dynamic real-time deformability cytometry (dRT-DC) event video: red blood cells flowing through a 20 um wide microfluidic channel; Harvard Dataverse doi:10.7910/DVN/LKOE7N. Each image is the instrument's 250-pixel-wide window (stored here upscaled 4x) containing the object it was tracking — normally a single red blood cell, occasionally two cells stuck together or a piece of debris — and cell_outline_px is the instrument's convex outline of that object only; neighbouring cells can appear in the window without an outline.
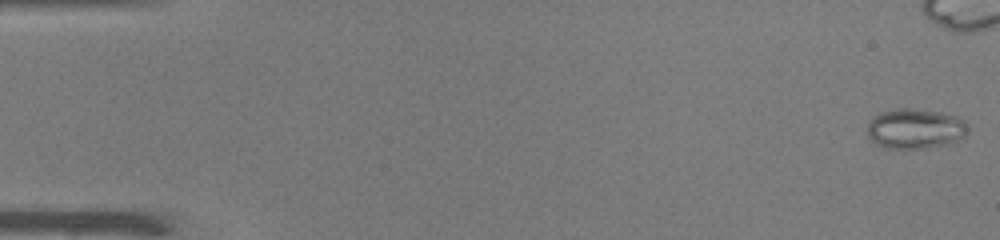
{"species": "common noctule bat (a hibernating species)", "species_latin": "Nyctalus noctula", "temperature_condition": "warm", "stored_images_in_passage": 52, "camera_frame_rate_fps": 3000, "um_per_image_px": 0.085, "animal": {"sex": "male", "body_mass_g": 19.0, "forearm_length_mm": 50.8}, "frame": {"image": 1, "passage_image": 1, "time_ms": 0.0, "image_size_px": [1000, 240], "cell_outline_px": [[968, 132], [964, 136], [956, 140], [944, 144], [928, 148], [884, 148], [876, 144], [868, 136], [868, 124], [872, 116], [896, 108], [912, 108], [940, 112], [956, 116], [964, 120], [968, 128]], "centroid_in_image_um": [77.78, 10.93], "position_along_channel_um": 7.2, "area_um2": 23.41}}
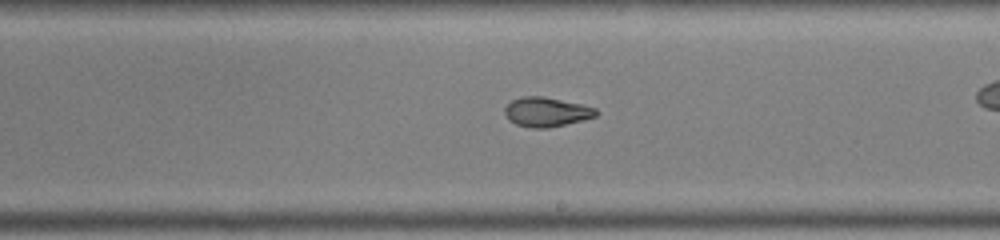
{"frame": {"image": 2, "passage_image": 30, "time_ms": 9.667, "image_size_px": [1000, 240], "cell_outline_px": [[600, 112], [596, 116], [564, 124], [544, 128], [532, 128], [516, 124], [508, 120], [504, 112], [504, 108], [512, 100], [524, 96], [544, 96], [580, 104], [596, 108]], "centroid_in_image_um": [46.42, 9.51], "position_along_channel_um": 242.6, "area_um2": 15.49}}
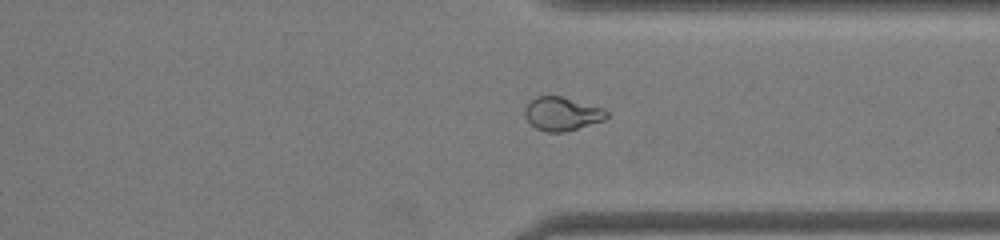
{"frame": {"image": 3, "passage_image": 39, "time_ms": 12.667, "image_size_px": [1000, 240], "cell_outline_px": [[608, 116], [604, 120], [564, 132], [548, 132], [536, 128], [524, 116], [524, 112], [528, 104], [536, 96], [560, 96], [604, 108], [608, 112]], "centroid_in_image_um": [47.78, 9.67], "position_along_channel_um": 363.6, "area_um2": 15.78}, "authors_computed_cell_mechanics": {"area_um2": 18.4093, "velocity_mm_per_s": 4.0135, "shape_relaxation_time_tau1_ms": null, "shape_relaxation_time_tau2_ms": 1.3292, "deformation_change_tau1": null, "deformation_change_tau2": 0.0617}}